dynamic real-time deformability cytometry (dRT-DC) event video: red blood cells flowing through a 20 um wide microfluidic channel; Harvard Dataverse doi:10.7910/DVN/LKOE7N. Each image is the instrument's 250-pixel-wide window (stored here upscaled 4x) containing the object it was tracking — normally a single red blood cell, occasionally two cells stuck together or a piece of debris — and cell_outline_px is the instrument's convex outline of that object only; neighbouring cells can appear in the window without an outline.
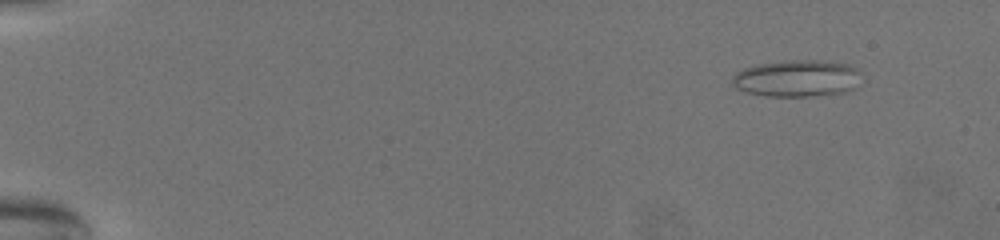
{"species": "common noctule bat (a hibernating species)", "species_latin": "Nyctalus noctula", "temperature_condition": "warm", "stored_images_in_passage": 71, "camera_frame_rate_fps": 3000, "um_per_image_px": 0.085, "animal": {"sex": "female", "body_mass_g": 19.5, "forearm_length_mm": 54.1}, "frame": {"image": 1, "passage_image": 8, "time_ms": 2.333, "image_size_px": [1000, 240], "cell_outline_px": [[860, 72], [852, 88], [844, 92], [808, 96], [764, 96], [748, 92], [736, 88], [732, 84], [732, 76], [736, 72], [744, 68], [756, 64], [784, 60], [820, 60], [852, 64]], "centroid_in_image_um": [67.69, 6.64], "position_along_channel_um": 17.3, "area_um2": 27.63}}
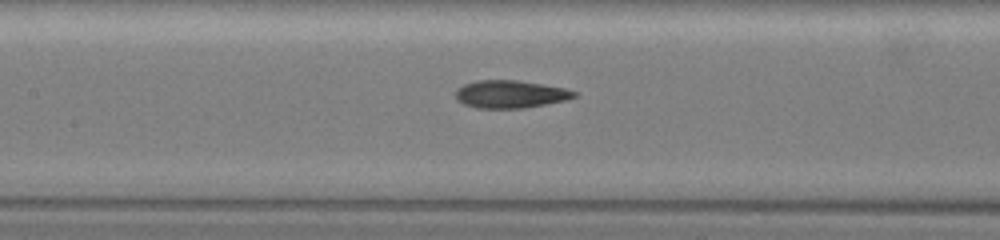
{"frame": {"image": 2, "passage_image": 37, "time_ms": 12.0, "image_size_px": [1000, 240], "cell_outline_px": [[576, 96], [564, 100], [524, 108], [476, 108], [464, 104], [456, 100], [456, 88], [464, 84], [476, 80], [516, 80], [564, 88], [576, 92]], "centroid_in_image_um": [43.31, 8.0], "position_along_channel_um": 164.1, "area_um2": 18.96}}
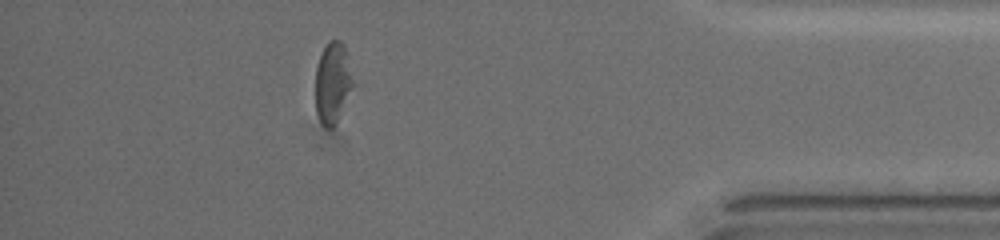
{"frame": {"image": 3, "passage_image": 64, "time_ms": 21.0, "image_size_px": [1000, 240], "cell_outline_px": [[352, 84], [340, 112], [332, 128], [328, 128], [320, 120], [316, 112], [316, 68], [320, 56], [328, 40], [340, 40], [344, 44]], "centroid_in_image_um": [28.22, 6.98], "position_along_channel_um": 407.0, "area_um2": 16.7}, "authors_computed_cell_mechanics": {"area_um2": 19.7098, "velocity_mm_per_s": 3.0798, "shape_relaxation_time_tau1_ms": 6.111, "shape_relaxation_time_tau2_ms": 2.7391, "deformation_change_tau1": 0.1728, "deformation_change_tau2": 0.1258}}